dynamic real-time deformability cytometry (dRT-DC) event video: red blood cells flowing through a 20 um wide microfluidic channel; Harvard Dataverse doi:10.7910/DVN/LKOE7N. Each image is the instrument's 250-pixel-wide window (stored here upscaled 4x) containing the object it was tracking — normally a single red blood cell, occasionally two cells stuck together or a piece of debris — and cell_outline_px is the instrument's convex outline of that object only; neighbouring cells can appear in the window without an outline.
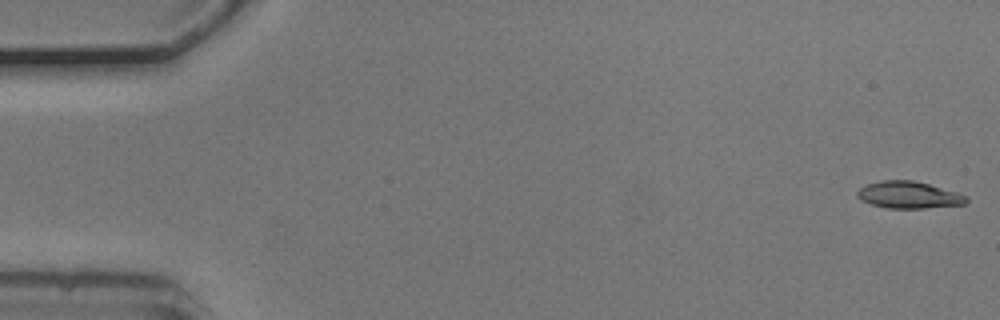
{"species": "common noctule bat (a hibernating species)", "species_latin": "Nyctalus noctula", "temperature_condition": "cold", "stored_images_in_passage": 5, "camera_frame_rate_fps": 3000, "um_per_image_px": 0.085, "animal": {"sex": "male", "body_mass_g": 20.5, "forearm_length_mm": 52.5}, "frame": {"image": 1, "passage_image": 1, "time_ms": 0.0, "image_size_px": [1000, 320], "cell_outline_px": [[968, 200], [964, 204], [924, 208], [888, 208], [872, 204], [860, 200], [856, 196], [856, 192], [860, 188], [868, 184], [884, 180], [912, 180], [928, 184], [956, 192], [968, 196]], "centroid_in_image_um": [77.23, 16.57], "position_along_channel_um": 7.8, "area_um2": 16.94}}
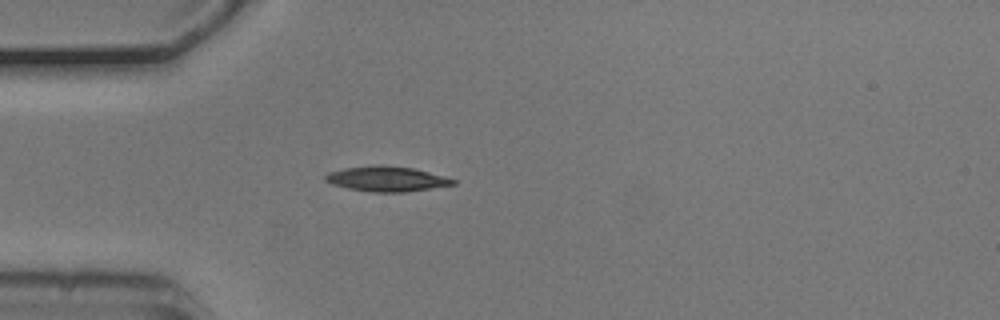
{"frame": {"image": 2, "passage_image": 5, "time_ms": 1.333, "image_size_px": [1000, 320], "cell_outline_px": [[456, 184], [404, 192], [372, 192], [348, 188], [332, 184], [324, 180], [324, 176], [328, 172], [344, 168], [380, 164], [384, 164], [412, 168], [448, 176], [456, 180]], "centroid_in_image_um": [32.88, 15.19], "position_along_channel_um": 52.1, "area_um2": 18.79}}